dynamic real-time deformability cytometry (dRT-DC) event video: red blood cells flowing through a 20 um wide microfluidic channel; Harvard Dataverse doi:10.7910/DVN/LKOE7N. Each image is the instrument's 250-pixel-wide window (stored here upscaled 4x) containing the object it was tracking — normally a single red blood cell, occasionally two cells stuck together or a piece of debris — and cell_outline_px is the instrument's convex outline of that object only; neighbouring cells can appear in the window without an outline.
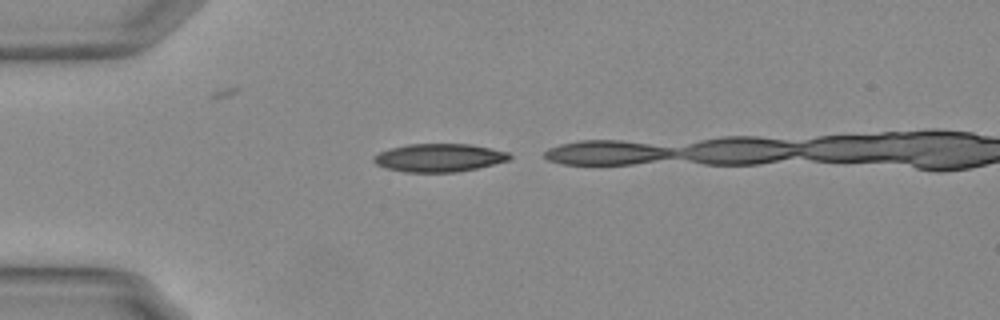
{"species": "Egyptian fruit bat (a non-hibernating species)", "species_latin": "Rousettus aegyptiacus", "temperature_condition": "warm", "stored_images_in_passage": 3, "camera_frame_rate_fps": 3000, "um_per_image_px": 0.085, "animal": {"sex": "female"}, "frame": {"image": 1, "passage_image": 1, "time_ms": 0.0, "image_size_px": [1000, 320], "cell_outline_px": [[512, 160], [476, 168], [456, 172], [404, 172], [384, 168], [376, 164], [372, 160], [372, 156], [380, 152], [392, 148], [408, 144], [472, 144], [508, 152], [512, 156]], "centroid_in_image_um": [37.33, 13.41], "position_along_channel_um": 47.7, "area_um2": 22.37}}